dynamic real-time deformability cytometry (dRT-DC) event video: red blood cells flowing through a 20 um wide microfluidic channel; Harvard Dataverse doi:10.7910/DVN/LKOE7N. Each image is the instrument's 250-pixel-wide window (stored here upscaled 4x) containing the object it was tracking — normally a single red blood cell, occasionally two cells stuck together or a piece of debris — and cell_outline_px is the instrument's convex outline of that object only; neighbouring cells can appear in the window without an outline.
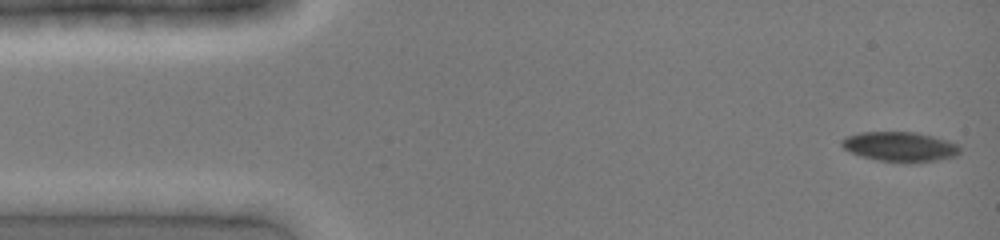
{"species": "common noctule bat (a hibernating species)", "species_latin": "Nyctalus noctula", "temperature_condition": "cold", "stored_images_in_passage": 8, "camera_frame_rate_fps": 3000, "um_per_image_px": 0.085, "animal": {"sex": "female", "body_mass_g": 19.0, "forearm_length_mm": 51.5}, "frame": {"image": 1, "passage_image": 1, "time_ms": 0.0, "image_size_px": [1000, 240], "cell_outline_px": [[960, 152], [956, 156], [940, 160], [912, 164], [904, 164], [880, 160], [864, 156], [852, 152], [844, 148], [840, 144], [840, 140], [844, 136], [860, 132], [916, 132], [948, 140], [956, 144], [960, 148]], "centroid_in_image_um": [76.52, 12.48], "position_along_channel_um": 8.5, "area_um2": 20.81}}